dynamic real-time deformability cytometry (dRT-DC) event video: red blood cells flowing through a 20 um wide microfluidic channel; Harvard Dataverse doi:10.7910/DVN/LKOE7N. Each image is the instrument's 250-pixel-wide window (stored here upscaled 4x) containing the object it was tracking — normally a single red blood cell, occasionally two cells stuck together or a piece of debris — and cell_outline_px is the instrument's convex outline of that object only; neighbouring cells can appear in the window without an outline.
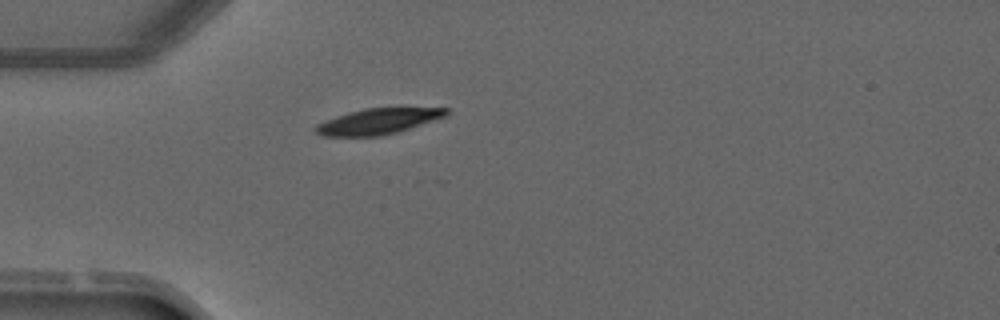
{"species": "common noctule bat (a hibernating species)", "species_latin": "Nyctalus noctula", "temperature_condition": "warm", "stored_images_in_passage": 1, "camera_frame_rate_fps": 3000, "um_per_image_px": 0.085, "animal": {"sex": "male", "forearm_length_mm": 52.5}, "frame": {"image": 1, "passage_image": 1, "time_ms": 0.0, "image_size_px": [1000, 320], "cell_outline_px": [[448, 112], [444, 116], [396, 132], [380, 136], [320, 136], [312, 128], [316, 124], [336, 116], [348, 112], [364, 108], [448, 108]], "centroid_in_image_um": [32.03, 10.32], "position_along_channel_um": 53.0, "area_um2": 19.25}}